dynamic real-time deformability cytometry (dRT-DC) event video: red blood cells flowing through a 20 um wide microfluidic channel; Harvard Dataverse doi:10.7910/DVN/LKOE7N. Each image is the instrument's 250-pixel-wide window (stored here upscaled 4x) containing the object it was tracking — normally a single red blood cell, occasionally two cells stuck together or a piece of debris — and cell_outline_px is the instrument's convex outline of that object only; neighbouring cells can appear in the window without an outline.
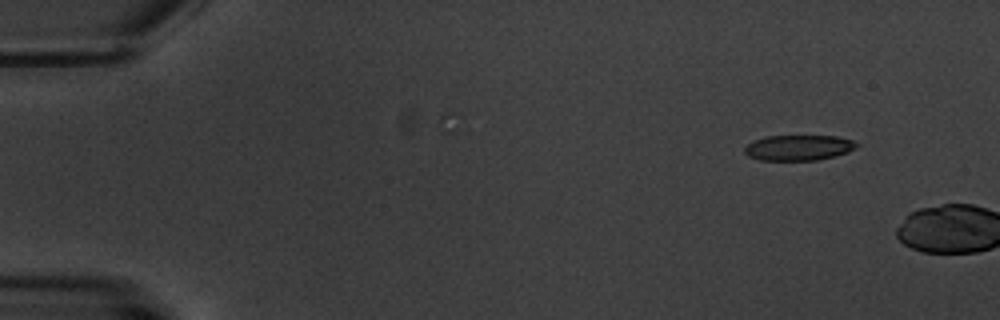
{"species": "common noctule bat (a hibernating species)", "species_latin": "Nyctalus noctula", "temperature_condition": "warm", "stored_images_in_passage": 2, "camera_frame_rate_fps": 3000, "um_per_image_px": 0.085, "animal": {"sex": "male", "body_mass_g": 20.1, "forearm_length_mm": 53.5}, "frame": {"image": 1, "passage_image": 1, "time_ms": 0.0, "image_size_px": [1000, 320], "cell_outline_px": [[860, 144], [856, 148], [848, 152], [836, 156], [816, 160], [760, 160], [748, 156], [744, 152], [744, 148], [748, 144], [764, 136], [836, 136], [852, 140]], "centroid_in_image_um": [67.9, 12.55], "position_along_channel_um": 17.1, "area_um2": 16.65}}